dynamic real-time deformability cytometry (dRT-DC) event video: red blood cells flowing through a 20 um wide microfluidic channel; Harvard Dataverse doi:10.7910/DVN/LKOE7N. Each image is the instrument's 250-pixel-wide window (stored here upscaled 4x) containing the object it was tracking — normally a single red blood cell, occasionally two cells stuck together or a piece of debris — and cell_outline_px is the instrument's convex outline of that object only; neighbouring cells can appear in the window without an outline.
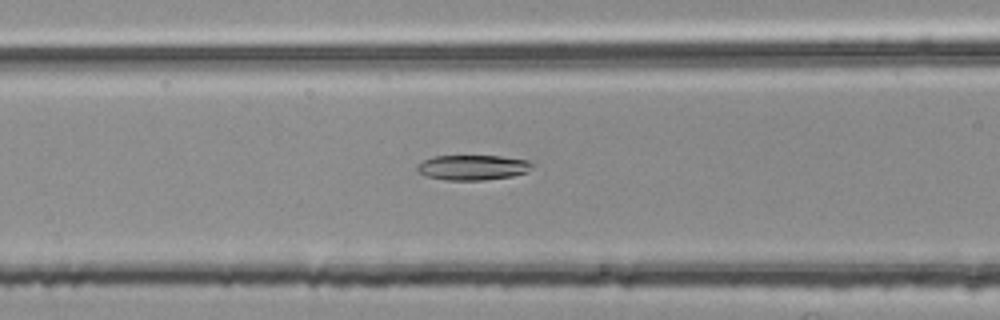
{"species": "common noctule bat (a hibernating species)", "species_latin": "Nyctalus noctula", "temperature_condition": "room temperature", "stored_images_in_passage": 54, "segment_of_instrument_passage": [2, 2], "camera_frame_rate_fps": 3000, "um_per_image_px": 0.085, "animal": {"sex": "female", "body_mass_g": 25.1}, "frame": {"image": 1, "passage_image": 22, "time_ms": 7.0, "image_size_px": [1000, 320], "cell_outline_px": [[532, 168], [528, 172], [512, 176], [484, 180], [448, 180], [424, 176], [416, 168], [416, 164], [424, 160], [436, 156], [500, 156], [528, 160], [532, 164]], "centroid_in_image_um": [40.18, 14.23], "position_along_channel_um": 126.4, "area_um2": 16.82}}
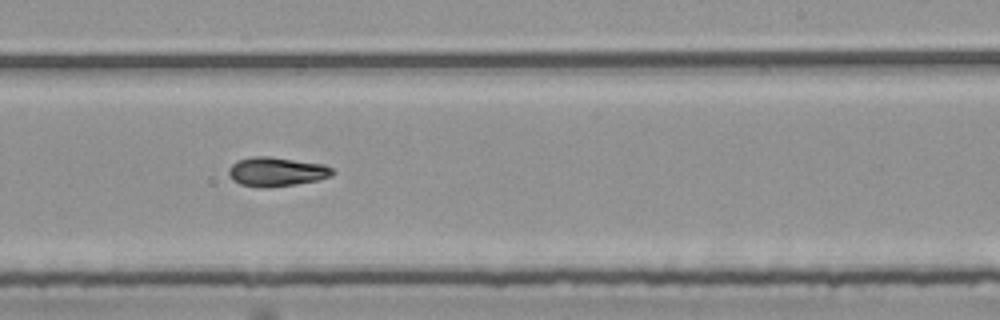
{"frame": {"image": 2, "passage_image": 33, "time_ms": 10.667, "image_size_px": [1000, 320], "cell_outline_px": [[336, 172], [332, 176], [316, 180], [296, 184], [268, 188], [240, 184], [232, 180], [228, 176], [228, 168], [236, 160], [252, 156], [268, 156], [324, 164], [332, 168]], "centroid_in_image_um": [23.48, 14.59], "position_along_channel_um": 265.5, "area_um2": 17.8}}
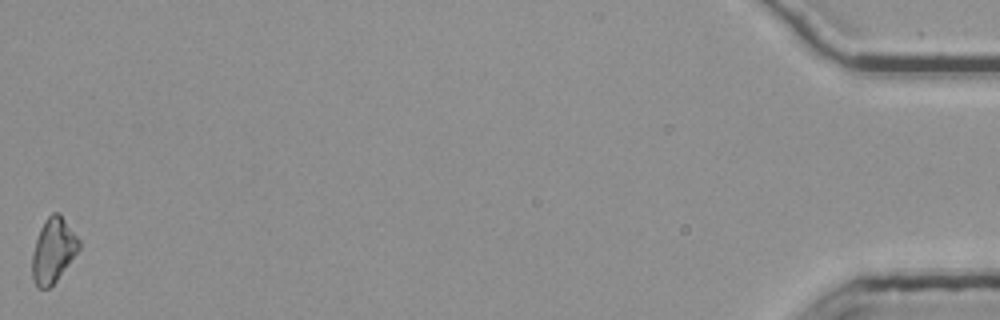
{"frame": {"image": 3, "passage_image": 54, "time_ms": 17.667, "image_size_px": [1000, 320], "cell_outline_px": [[80, 248], [56, 280], [48, 288], [40, 288], [36, 284], [32, 276], [32, 252], [40, 228], [44, 220], [52, 212], [60, 212], [80, 240]], "centroid_in_image_um": [4.52, 21.23], "position_along_channel_um": 430.7, "area_um2": 17.46}}